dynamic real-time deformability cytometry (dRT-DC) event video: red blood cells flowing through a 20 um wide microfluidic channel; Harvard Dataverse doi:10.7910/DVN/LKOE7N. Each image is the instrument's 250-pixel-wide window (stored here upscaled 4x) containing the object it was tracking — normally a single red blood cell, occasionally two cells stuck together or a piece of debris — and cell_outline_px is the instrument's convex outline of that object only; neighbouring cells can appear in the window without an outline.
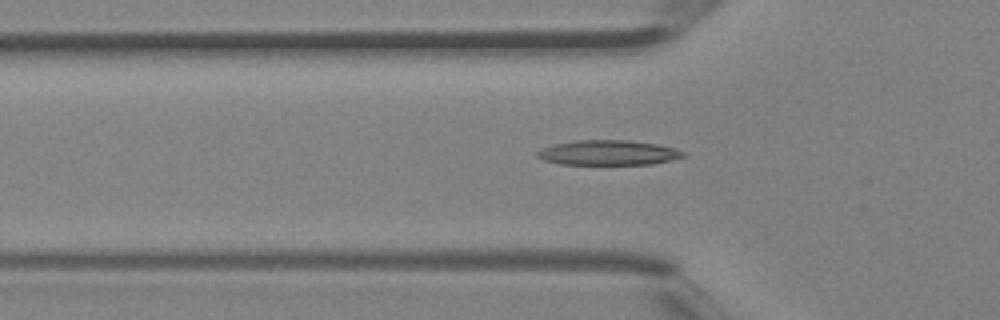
{"species": "Egyptian fruit bat (a non-hibernating species)", "species_latin": "Rousettus aegyptiacus", "temperature_condition": "room temperature", "stored_images_in_passage": 36, "camera_frame_rate_fps": 3000, "um_per_image_px": 0.085, "animal": {"sex": "female"}, "frame": {"image": 1, "passage_image": 14, "time_ms": 4.333, "image_size_px": [1000, 320], "cell_outline_px": [[684, 156], [672, 160], [652, 164], [560, 164], [544, 160], [536, 156], [536, 152], [540, 148], [552, 144], [576, 140], [632, 140], [656, 144], [676, 148], [684, 152]], "centroid_in_image_um": [51.67, 12.97], "position_along_channel_um": 74.1, "area_um2": 21.33}}
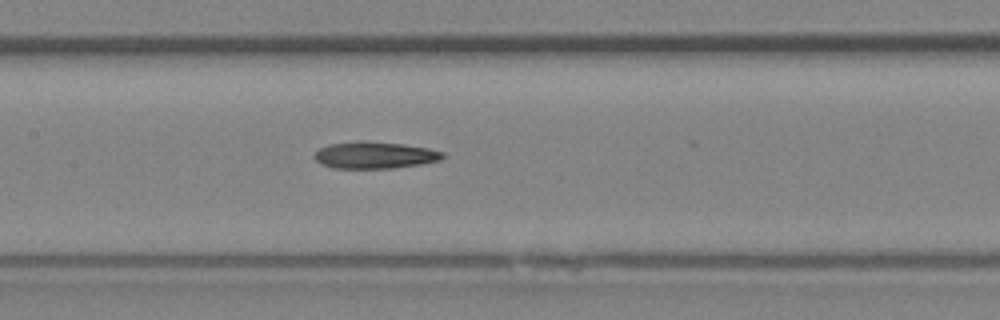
{"frame": {"image": 2, "passage_image": 20, "time_ms": 6.333, "image_size_px": [1000, 320], "cell_outline_px": [[444, 156], [440, 160], [420, 164], [392, 168], [332, 168], [320, 164], [312, 156], [320, 148], [328, 144], [360, 140], [364, 140], [400, 144], [428, 148], [444, 152]], "centroid_in_image_um": [31.8, 13.18], "position_along_channel_um": 175.6, "area_um2": 20.11}}
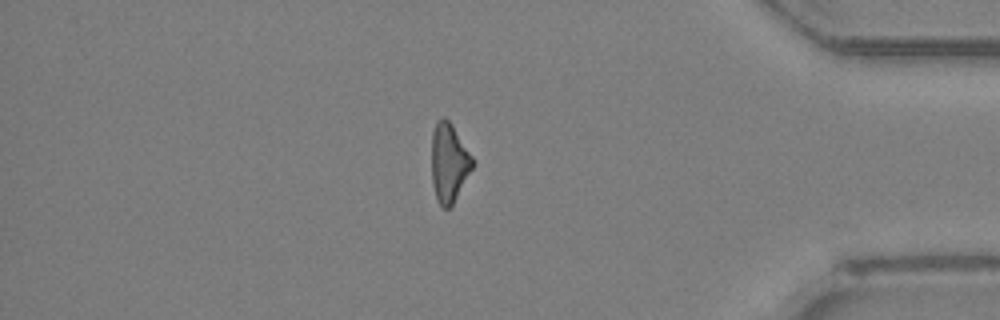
{"frame": {"image": 3, "passage_image": 35, "time_ms": 11.333, "image_size_px": [1000, 320], "cell_outline_px": [[476, 164], [452, 208], [444, 208], [436, 200], [432, 184], [432, 132], [436, 120], [440, 116], [444, 116], [452, 124], [472, 156]], "centroid_in_image_um": [38.18, 13.86], "position_along_channel_um": 397.0, "area_um2": 19.42}}